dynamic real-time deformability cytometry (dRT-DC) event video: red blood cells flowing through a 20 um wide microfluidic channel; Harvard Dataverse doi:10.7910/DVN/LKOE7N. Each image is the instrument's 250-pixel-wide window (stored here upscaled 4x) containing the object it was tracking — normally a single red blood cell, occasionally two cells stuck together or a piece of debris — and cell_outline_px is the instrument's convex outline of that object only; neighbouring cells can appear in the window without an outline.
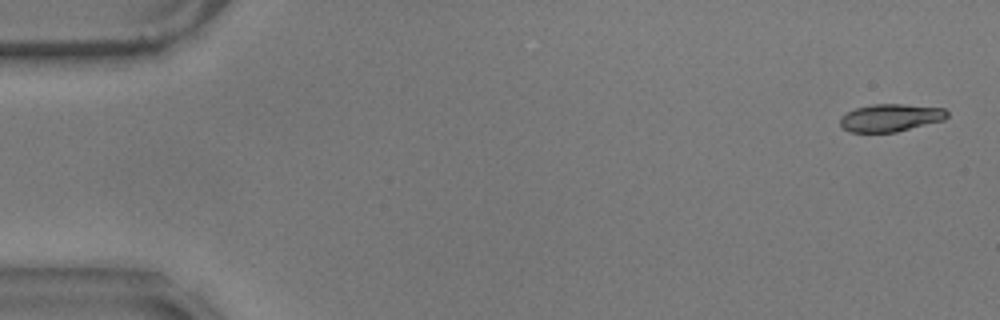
{"species": "common noctule bat (a hibernating species)", "species_latin": "Nyctalus noctula", "temperature_condition": "warm", "stored_images_in_passage": 58, "camera_frame_rate_fps": 3000, "um_per_image_px": 0.085, "animal": {"sex": "male", "body_mass_g": 17.9}, "frame": {"image": 1, "passage_image": 2, "time_ms": 0.333, "image_size_px": [1000, 320], "cell_outline_px": [[948, 116], [944, 120], [896, 132], [848, 132], [840, 124], [840, 116], [856, 108], [872, 104], [904, 104], [944, 108], [948, 112]], "centroid_in_image_um": [75.7, 10.0], "position_along_channel_um": 9.3, "area_um2": 17.22}}
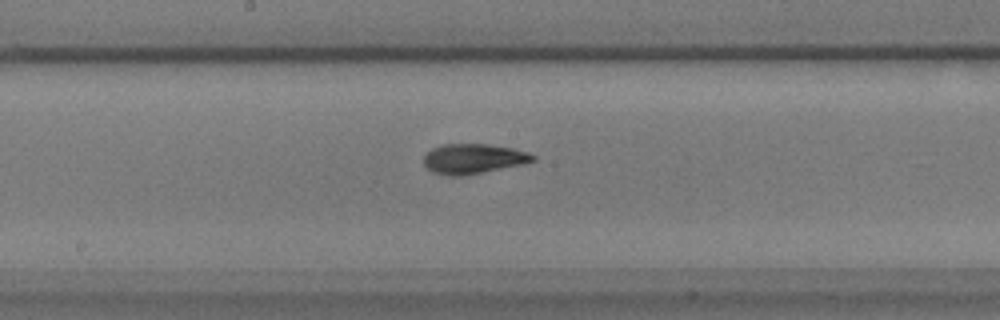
{"frame": {"image": 2, "passage_image": 30, "time_ms": 9.667, "image_size_px": [1000, 320], "cell_outline_px": [[536, 160], [520, 164], [460, 176], [448, 176], [432, 172], [424, 164], [424, 156], [432, 148], [440, 144], [488, 144], [512, 148], [528, 152], [536, 156]], "centroid_in_image_um": [40.2, 13.48], "position_along_channel_um": 208.0, "area_um2": 18.79}}
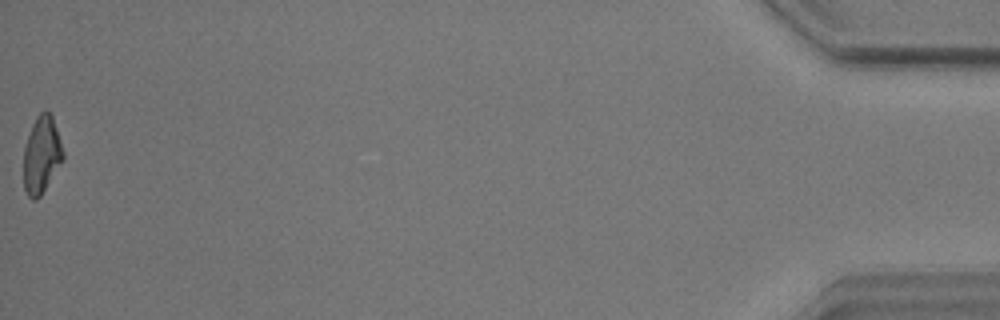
{"frame": {"image": 3, "passage_image": 57, "time_ms": 18.667, "image_size_px": [1000, 320], "cell_outline_px": [[64, 160], [40, 196], [36, 200], [32, 200], [28, 196], [24, 188], [24, 148], [32, 124], [36, 116], [44, 108], [52, 116], [64, 152]], "centroid_in_image_um": [3.54, 13.16], "position_along_channel_um": 431.7, "area_um2": 17.74}}